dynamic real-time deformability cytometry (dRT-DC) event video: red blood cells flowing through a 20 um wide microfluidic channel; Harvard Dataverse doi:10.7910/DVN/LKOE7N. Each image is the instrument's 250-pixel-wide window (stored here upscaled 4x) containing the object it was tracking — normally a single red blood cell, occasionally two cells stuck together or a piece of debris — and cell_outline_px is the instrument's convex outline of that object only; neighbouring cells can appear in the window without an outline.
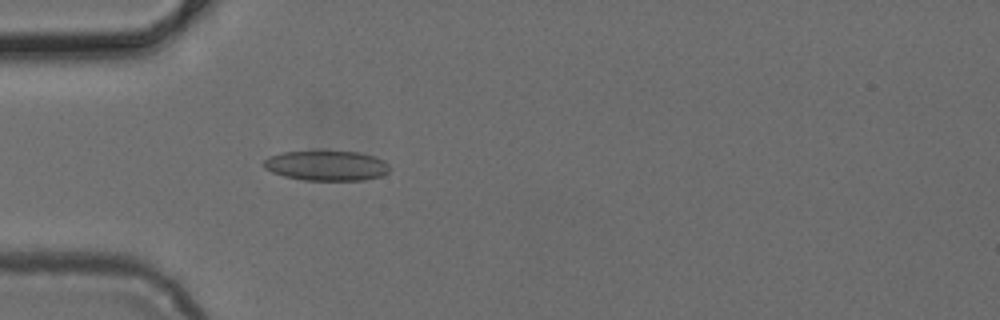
{"species": "common noctule bat (a hibernating species)", "species_latin": "Nyctalus noctula", "temperature_condition": "cold", "stored_images_in_passage": 38, "camera_frame_rate_fps": 3000, "um_per_image_px": 0.085, "animal": {"sex": "female", "body_mass_g": 24.6, "forearm_length_mm": 56.2}, "frame": {"image": 1, "passage_image": 4, "time_ms": 1.0, "image_size_px": [1000, 320], "cell_outline_px": [[392, 168], [388, 172], [380, 176], [364, 180], [304, 180], [284, 176], [272, 172], [264, 168], [260, 164], [268, 156], [284, 152], [360, 152], [384, 160]], "centroid_in_image_um": [27.74, 14.09], "position_along_channel_um": 57.3, "area_um2": 21.96}}
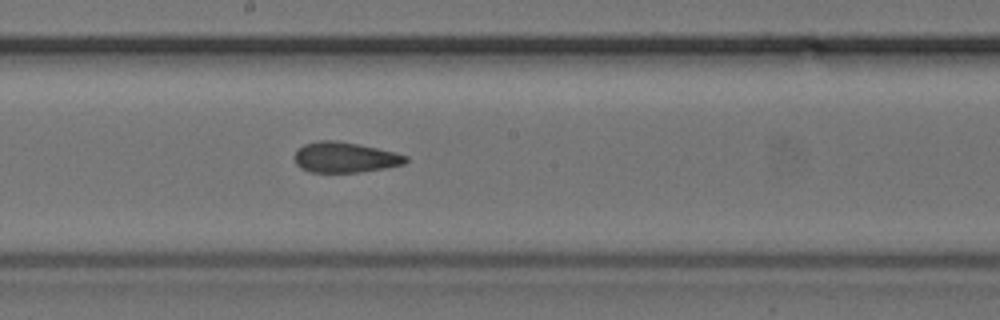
{"frame": {"image": 2, "passage_image": 16, "time_ms": 5.0, "image_size_px": [1000, 320], "cell_outline_px": [[408, 160], [404, 164], [384, 168], [360, 172], [308, 172], [300, 168], [296, 164], [292, 156], [296, 148], [304, 144], [316, 140], [336, 140], [396, 152], [408, 156]], "centroid_in_image_um": [29.25, 13.37], "position_along_channel_um": 218.9, "area_um2": 20.0}}
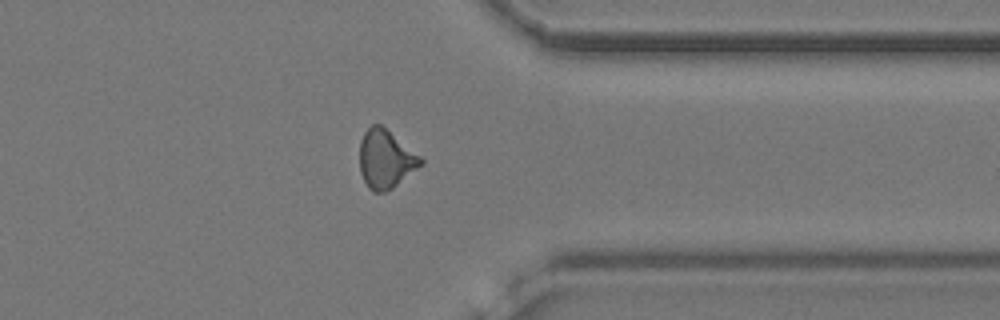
{"frame": {"image": 3, "passage_image": 28, "time_ms": 9.0, "image_size_px": [1000, 320], "cell_outline_px": [[424, 164], [392, 188], [384, 192], [372, 192], [368, 188], [360, 172], [360, 140], [364, 132], [372, 124], [380, 124], [420, 156], [424, 160]], "centroid_in_image_um": [32.77, 13.54], "position_along_channel_um": 378.6, "area_um2": 20.69}}